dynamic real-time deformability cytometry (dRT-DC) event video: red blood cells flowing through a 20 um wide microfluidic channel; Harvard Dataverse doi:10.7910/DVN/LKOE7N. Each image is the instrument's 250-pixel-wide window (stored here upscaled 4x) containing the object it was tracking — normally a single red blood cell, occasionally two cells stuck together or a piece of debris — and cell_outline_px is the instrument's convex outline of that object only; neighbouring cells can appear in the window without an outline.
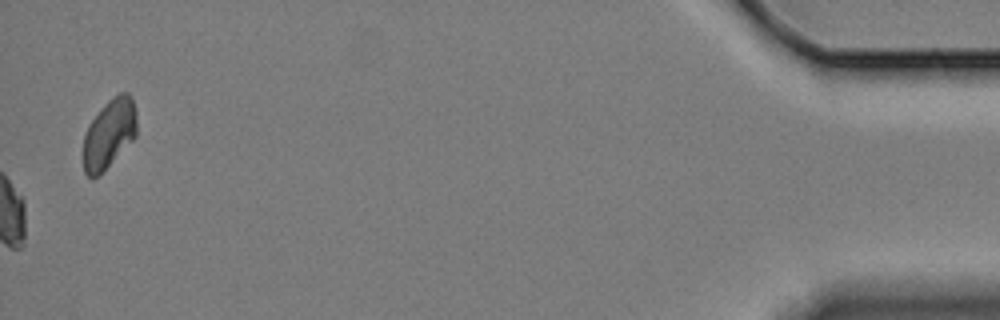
{"species": "Egyptian fruit bat (a non-hibernating species)", "species_latin": "Rousettus aegyptiacus", "temperature_condition": "cold", "stored_images_in_passage": 46, "camera_frame_rate_fps": 3000, "um_per_image_px": 0.085, "animal": {"sex": "female"}, "frame": {"image": 1, "passage_image": 46, "time_ms": 15.0, "image_size_px": [1000, 320], "cell_outline_px": [[136, 136], [92, 180], [84, 172], [84, 136], [88, 124], [104, 104], [108, 100], [120, 92], [128, 92], [132, 96], [136, 112]], "centroid_in_image_um": [9.28, 11.3], "position_along_channel_um": 425.9, "area_um2": 21.15}, "authors_computed_cell_mechanics": {"area_um2": 17.8313, "velocity_mm_per_s": 3.3246, "shape_relaxation_time_tau1_ms": 5.4365, "shape_relaxation_time_tau2_ms": null, "deformation_change_tau1": 0.1761, "deformation_change_tau2": null}}